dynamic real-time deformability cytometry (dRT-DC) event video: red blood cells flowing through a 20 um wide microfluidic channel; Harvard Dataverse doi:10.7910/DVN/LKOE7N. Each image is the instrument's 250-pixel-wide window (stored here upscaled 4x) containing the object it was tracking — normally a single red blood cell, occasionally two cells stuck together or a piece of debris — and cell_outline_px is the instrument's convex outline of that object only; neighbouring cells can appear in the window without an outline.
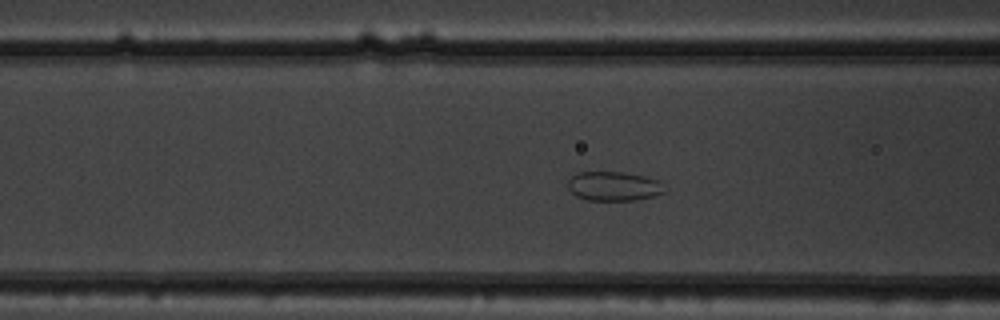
{"species": "common noctule bat (a hibernating species)", "species_latin": "Nyctalus noctula", "temperature_condition": "warm", "stored_images_in_passage": 37, "camera_frame_rate_fps": 3000, "um_per_image_px": 0.085, "animal": {"sex": "male", "body_mass_g": 19.5, "forearm_length_mm": 54.6}, "frame": {"image": 1, "passage_image": 5, "time_ms": 1.333, "image_size_px": [1000, 320], "cell_outline_px": [[664, 192], [652, 196], [636, 200], [588, 200], [576, 196], [568, 188], [568, 180], [576, 172], [620, 172], [644, 176], [660, 180]], "centroid_in_image_um": [52.14, 15.82], "position_along_channel_um": 114.5, "area_um2": 16.36}}
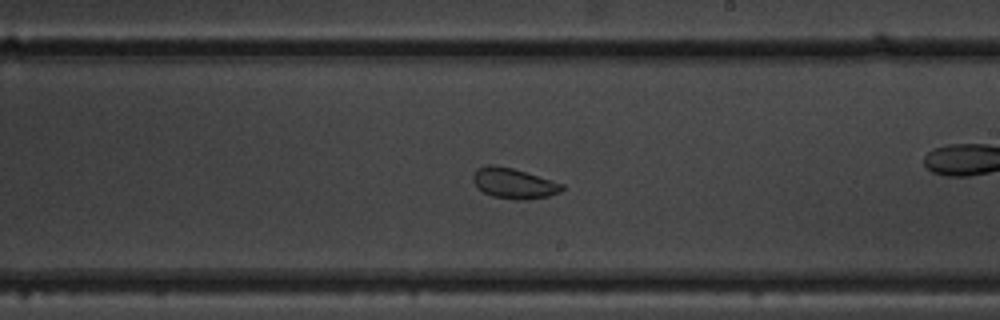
{"frame": {"image": 2, "passage_image": 15, "time_ms": 4.667, "image_size_px": [1000, 320], "cell_outline_px": [[564, 188], [560, 192], [548, 196], [524, 200], [516, 200], [492, 196], [476, 188], [472, 180], [472, 176], [476, 168], [492, 164], [512, 168], [564, 184]], "centroid_in_image_um": [43.63, 15.59], "position_along_channel_um": 245.4, "area_um2": 15.78}}
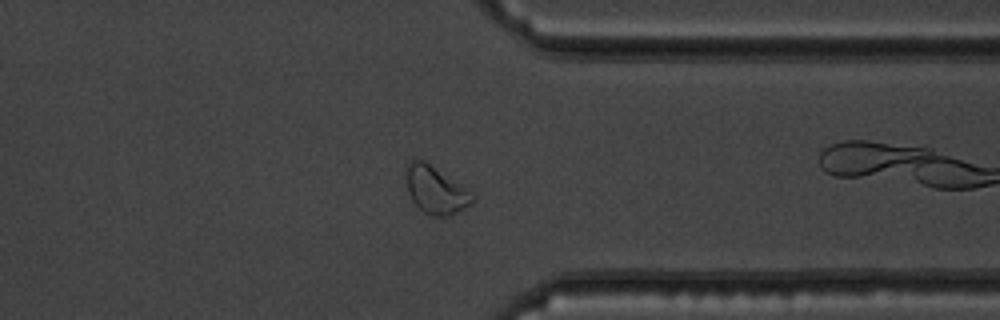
{"frame": {"image": 3, "passage_image": 25, "time_ms": 8.0, "image_size_px": [1000, 320], "cell_outline_px": [[476, 200], [472, 204], [448, 216], [432, 216], [424, 212], [412, 200], [408, 192], [408, 160], [424, 160], [476, 196]], "centroid_in_image_um": [37.06, 16.18], "position_along_channel_um": 374.3, "area_um2": 17.74}, "authors_computed_cell_mechanics": {"area_um2": 16.473, "velocity_mm_per_s": 3.9363, "shape_relaxation_time_tau1_ms": null, "shape_relaxation_time_tau2_ms": 1.4937, "deformation_change_tau1": null, "deformation_change_tau2": 0.0757}}